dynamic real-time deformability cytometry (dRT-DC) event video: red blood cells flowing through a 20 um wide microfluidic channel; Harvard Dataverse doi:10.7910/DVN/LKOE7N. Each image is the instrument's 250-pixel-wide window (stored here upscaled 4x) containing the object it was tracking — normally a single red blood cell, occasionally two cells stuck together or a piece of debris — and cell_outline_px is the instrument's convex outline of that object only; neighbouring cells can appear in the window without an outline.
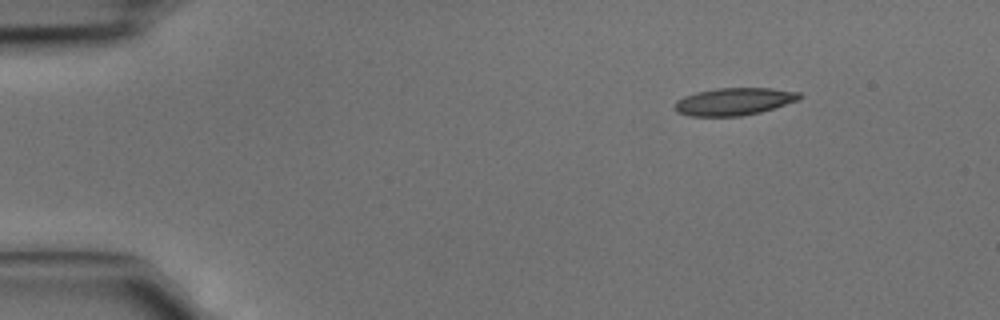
{"species": "common noctule bat (a hibernating species)", "species_latin": "Nyctalus noctula", "temperature_condition": "cold", "stored_images_in_passage": 2, "camera_frame_rate_fps": 3000, "um_per_image_px": 0.085, "animal": {"sex": "male", "body_mass_g": 15.6}, "frame": {"image": 1, "passage_image": 1, "time_ms": 0.0, "image_size_px": [1000, 320], "cell_outline_px": [[804, 96], [800, 100], [760, 112], [740, 116], [688, 116], [676, 112], [672, 108], [676, 100], [684, 96], [696, 92], [716, 88], [772, 88], [800, 92]], "centroid_in_image_um": [62.38, 8.63], "position_along_channel_um": 22.6, "area_um2": 20.23}}